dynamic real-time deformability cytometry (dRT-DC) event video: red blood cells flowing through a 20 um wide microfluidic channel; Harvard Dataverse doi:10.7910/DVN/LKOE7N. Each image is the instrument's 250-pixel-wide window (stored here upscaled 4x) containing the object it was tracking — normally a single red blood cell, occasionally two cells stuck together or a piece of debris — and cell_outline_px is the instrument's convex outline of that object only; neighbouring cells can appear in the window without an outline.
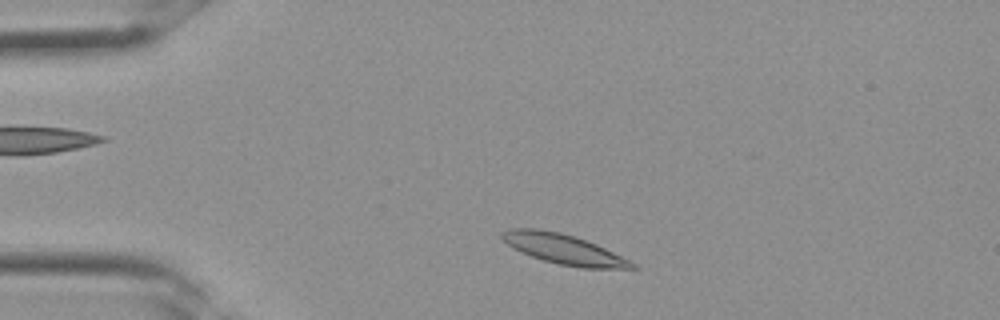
{"species": "Egyptian fruit bat (a non-hibernating species)", "species_latin": "Rousettus aegyptiacus", "temperature_condition": "room temperature", "stored_images_in_passage": 30, "camera_frame_rate_fps": 3000, "um_per_image_px": 0.085, "frame": {"image": 1, "passage_image": 2, "time_ms": 0.333, "image_size_px": [1000, 320], "cell_outline_px": [[640, 268], [580, 268], [560, 264], [544, 260], [520, 252], [512, 248], [500, 236], [500, 232], [512, 228], [536, 228], [560, 232], [576, 236], [596, 244], [632, 260]], "centroid_in_image_um": [47.93, 21.17], "position_along_channel_um": 37.1, "area_um2": 22.83}}
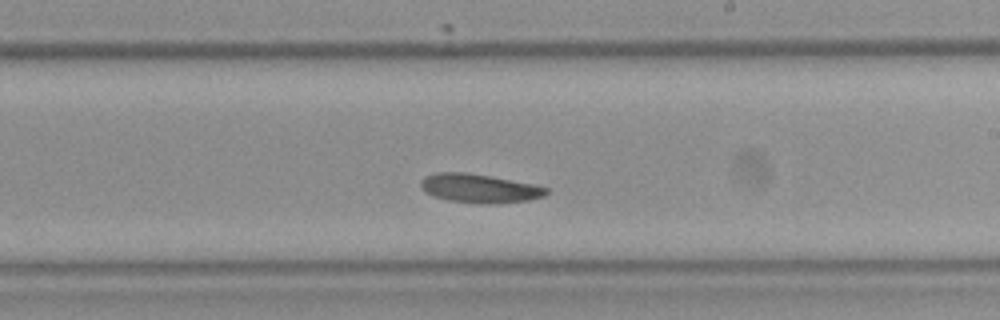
{"frame": {"image": 2, "passage_image": 15, "time_ms": 4.667, "image_size_px": [1000, 320], "cell_outline_px": [[548, 192], [544, 196], [528, 200], [496, 204], [484, 204], [448, 200], [432, 196], [424, 192], [420, 184], [420, 180], [424, 176], [436, 172], [468, 172], [536, 184], [548, 188]], "centroid_in_image_um": [40.74, 16.0], "position_along_channel_um": 248.3, "area_um2": 21.39}}
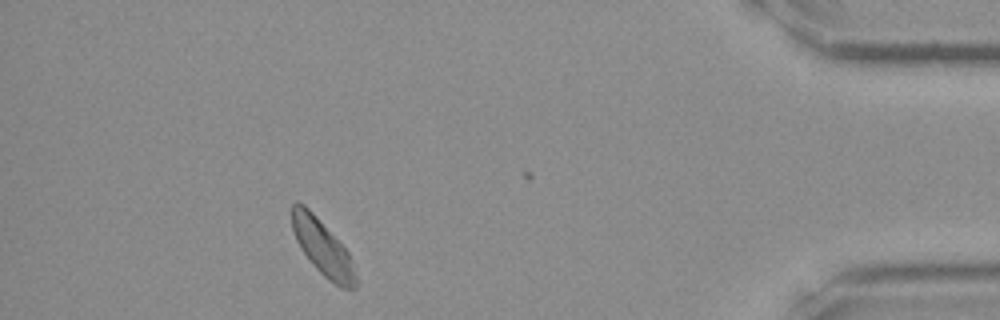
{"frame": {"image": 3, "passage_image": 26, "time_ms": 8.333, "image_size_px": [1000, 320], "cell_outline_px": [[356, 288], [340, 288], [328, 280], [312, 264], [300, 248], [296, 240], [292, 228], [292, 204], [296, 200], [304, 204], [312, 212], [348, 252], [352, 260], [356, 276]], "centroid_in_image_um": [27.4, 21.06], "position_along_channel_um": 407.8, "area_um2": 20.35}}